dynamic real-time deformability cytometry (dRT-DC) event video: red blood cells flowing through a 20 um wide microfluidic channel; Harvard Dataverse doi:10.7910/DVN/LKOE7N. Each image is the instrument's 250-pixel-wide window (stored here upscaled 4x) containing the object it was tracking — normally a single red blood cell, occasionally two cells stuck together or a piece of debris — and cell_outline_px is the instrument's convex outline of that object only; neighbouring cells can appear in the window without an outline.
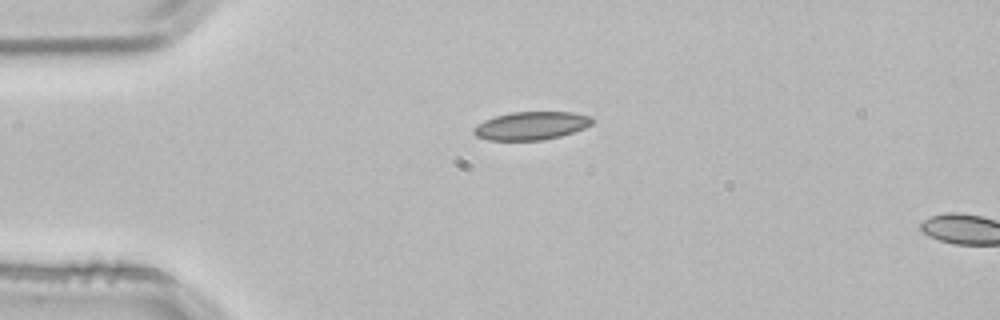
{"species": "common noctule bat (a hibernating species)", "species_latin": "Nyctalus noctula", "temperature_condition": "room temperature", "stored_images_in_passage": 2, "camera_frame_rate_fps": 3000, "um_per_image_px": 0.085, "animal": {"sex": "male", "body_mass_g": 21.5, "forearm_length_mm": 52.0}, "frame": {"image": 1, "passage_image": 1, "time_ms": 0.0, "image_size_px": [1000, 320], "cell_outline_px": [[596, 120], [592, 124], [584, 128], [560, 136], [544, 140], [488, 140], [476, 136], [472, 132], [472, 128], [476, 124], [484, 120], [496, 116], [512, 112], [572, 112], [592, 116]], "centroid_in_image_um": [45.15, 10.68], "position_along_channel_um": 39.8, "area_um2": 19.59}}